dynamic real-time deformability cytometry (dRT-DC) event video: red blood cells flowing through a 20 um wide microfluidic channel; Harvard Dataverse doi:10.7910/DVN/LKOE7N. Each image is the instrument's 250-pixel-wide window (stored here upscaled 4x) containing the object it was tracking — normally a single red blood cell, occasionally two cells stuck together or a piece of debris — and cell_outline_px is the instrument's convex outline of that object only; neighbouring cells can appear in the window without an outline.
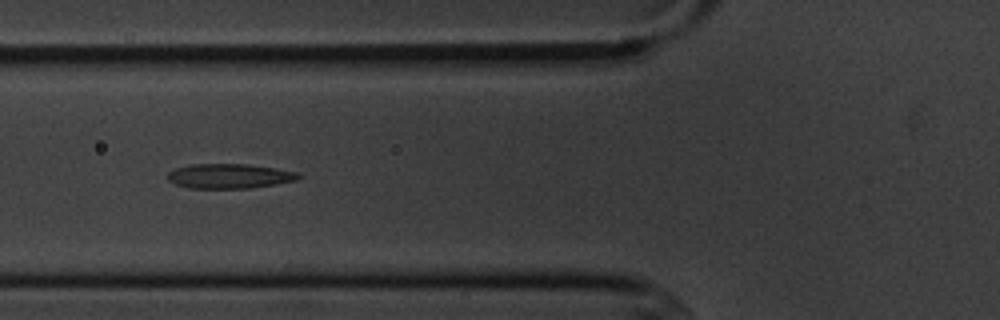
{"species": "common noctule bat (a hibernating species)", "species_latin": "Nyctalus noctula", "temperature_condition": "cold", "stored_images_in_passage": 14, "camera_frame_rate_fps": 3000, "um_per_image_px": 0.085, "animal": {"sex": "male", "body_mass_g": 20.1, "forearm_length_mm": 53.5}, "frame": {"image": 1, "passage_image": 5, "time_ms": 5.667, "image_size_px": [1000, 320], "cell_outline_px": [[300, 180], [276, 184], [248, 188], [188, 188], [176, 184], [168, 180], [168, 172], [176, 168], [192, 164], [248, 164], [276, 168], [300, 172]], "centroid_in_image_um": [19.54, 14.96], "position_along_channel_um": 106.3, "area_um2": 18.9}}
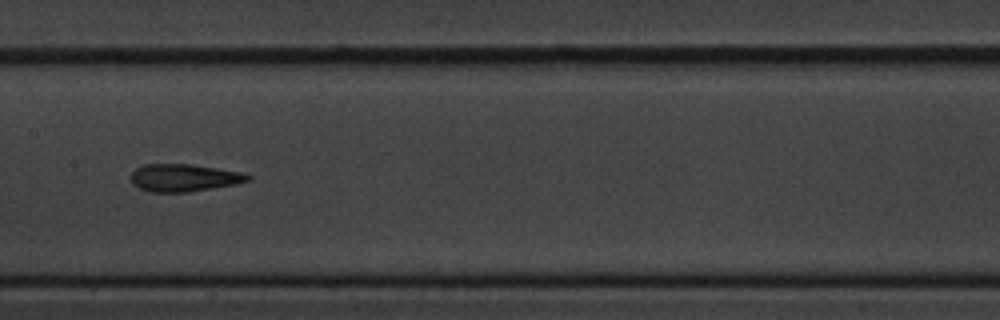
{"frame": {"image": 2, "passage_image": 7, "time_ms": 8.0, "image_size_px": [1000, 320], "cell_outline_px": [[252, 180], [236, 184], [188, 192], [152, 192], [140, 188], [132, 184], [132, 172], [136, 168], [144, 164], [192, 164], [248, 172], [252, 176]], "centroid_in_image_um": [15.73, 15.1], "position_along_channel_um": 191.7, "area_um2": 19.02}}
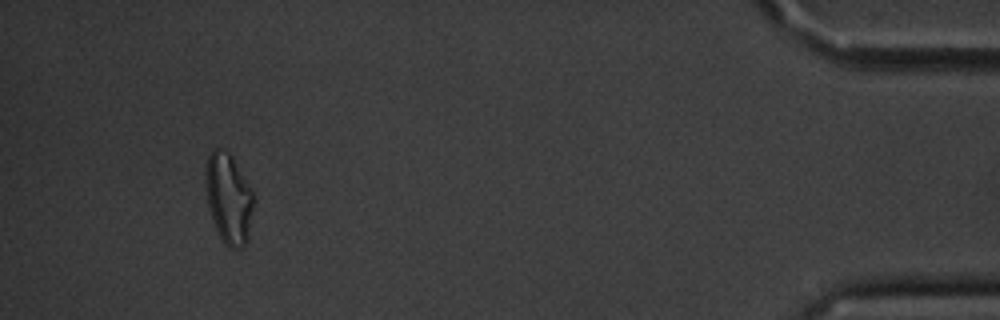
{"frame": {"image": 3, "passage_image": 13, "time_ms": 16.0, "image_size_px": [1000, 320], "cell_outline_px": [[252, 208], [248, 240], [240, 248], [228, 248], [224, 244], [212, 220], [208, 204], [204, 172], [208, 156], [212, 148], [220, 148], [228, 152], [232, 156], [252, 188]], "centroid_in_image_um": [19.41, 16.84], "position_along_channel_um": 415.8, "area_um2": 25.2}, "authors_computed_cell_mechanics": {"area_um2": 19.0162, "velocity_mm_per_s": 3.636, "shape_relaxation_time_tau1_ms": 6.8711, "shape_relaxation_time_tau2_ms": 2.3596, "deformation_change_tau1": 0.1913, "deformation_change_tau2": 0.0902}}